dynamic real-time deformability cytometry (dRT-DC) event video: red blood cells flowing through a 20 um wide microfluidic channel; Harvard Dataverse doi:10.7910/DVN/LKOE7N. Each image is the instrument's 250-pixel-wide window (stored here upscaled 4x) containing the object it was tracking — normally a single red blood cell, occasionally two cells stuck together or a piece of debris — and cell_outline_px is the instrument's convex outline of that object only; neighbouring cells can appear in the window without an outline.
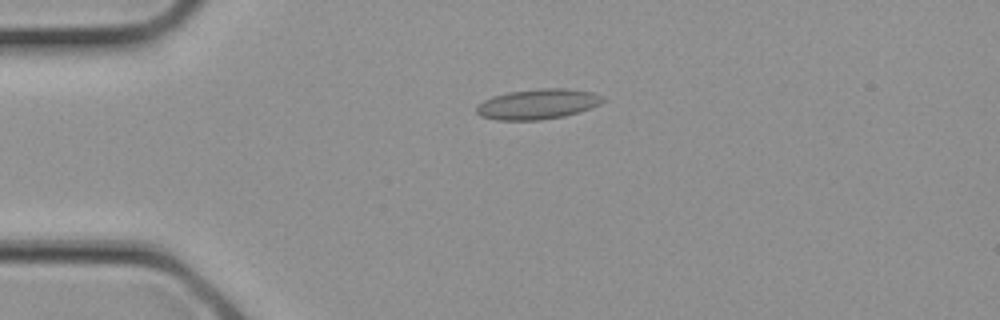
{"species": "common noctule bat (a hibernating species)", "species_latin": "Nyctalus noctula", "temperature_condition": "cold", "stored_images_in_passage": 8, "camera_frame_rate_fps": 3000, "um_per_image_px": 0.085, "animal": {"sex": "female", "body_mass_g": 21.9}, "frame": {"image": 1, "passage_image": 1, "time_ms": 0.0, "image_size_px": [1000, 320], "cell_outline_px": [[604, 100], [600, 104], [580, 112], [564, 116], [540, 120], [496, 120], [480, 116], [476, 112], [476, 104], [492, 96], [508, 92], [540, 88], [568, 88], [592, 92], [604, 96]], "centroid_in_image_um": [45.69, 8.84], "position_along_channel_um": 39.3, "area_um2": 22.48}}
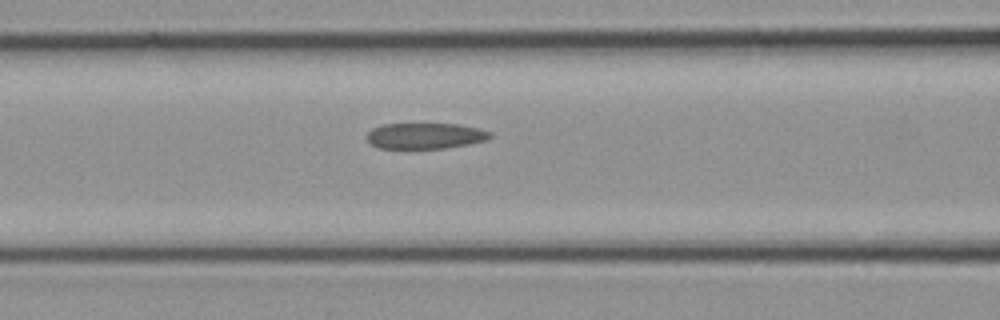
{"frame": {"image": 2, "passage_image": 6, "time_ms": 1.667, "image_size_px": [1000, 320], "cell_outline_px": [[492, 136], [488, 140], [468, 144], [444, 148], [376, 148], [368, 140], [368, 132], [372, 128], [384, 124], [456, 124], [480, 128], [492, 132]], "centroid_in_image_um": [36.18, 11.54], "position_along_channel_um": 130.4, "area_um2": 18.55}}
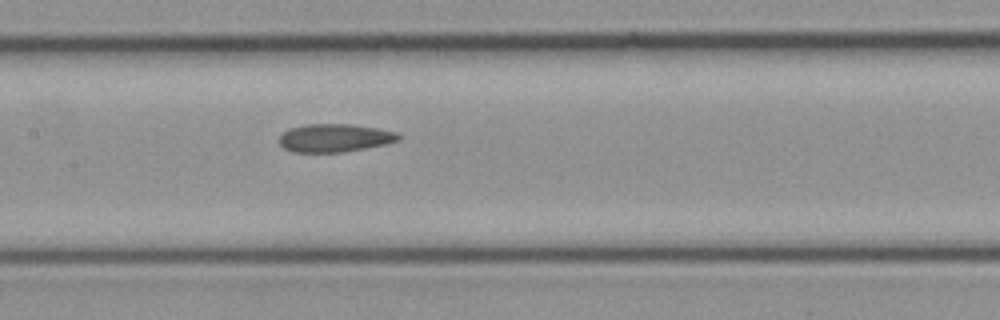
{"frame": {"image": 3, "passage_image": 8, "time_ms": 2.333, "image_size_px": [1000, 320], "cell_outline_px": [[400, 140], [388, 144], [344, 152], [292, 152], [284, 148], [280, 144], [280, 136], [288, 128], [308, 124], [348, 124], [380, 128], [396, 132], [400, 136]], "centroid_in_image_um": [28.48, 11.72], "position_along_channel_um": 178.9, "area_um2": 19.65}}